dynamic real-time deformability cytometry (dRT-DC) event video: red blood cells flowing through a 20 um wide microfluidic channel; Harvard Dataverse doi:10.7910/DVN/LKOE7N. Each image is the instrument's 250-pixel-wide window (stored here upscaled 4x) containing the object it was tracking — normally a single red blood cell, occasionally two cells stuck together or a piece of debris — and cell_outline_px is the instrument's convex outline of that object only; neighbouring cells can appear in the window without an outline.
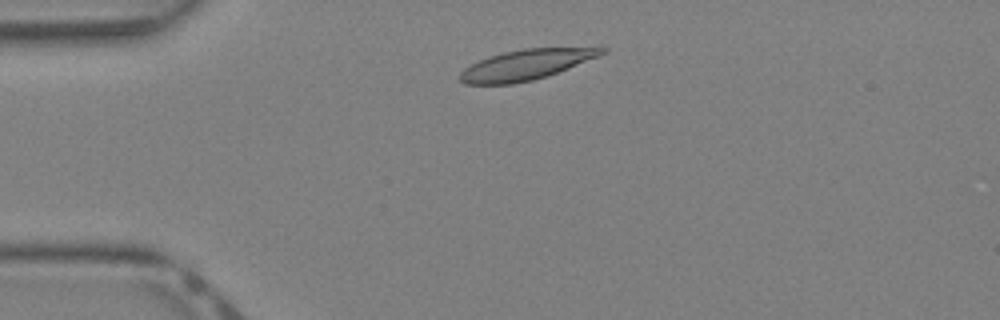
{"species": "Egyptian fruit bat (a non-hibernating species)", "species_latin": "Rousettus aegyptiacus", "temperature_condition": "warm", "stored_images_in_passage": 29, "camera_frame_rate_fps": 3000, "um_per_image_px": 0.085, "animal": {"sex": "female"}, "frame": {"image": 1, "passage_image": 3, "time_ms": 0.667, "image_size_px": [1000, 320], "cell_outline_px": [[608, 52], [600, 56], [548, 76], [532, 80], [512, 84], [464, 84], [460, 80], [460, 72], [464, 68], [488, 56], [504, 52], [524, 48], [608, 48]], "centroid_in_image_um": [44.71, 5.51], "position_along_channel_um": 40.3, "area_um2": 24.91}}
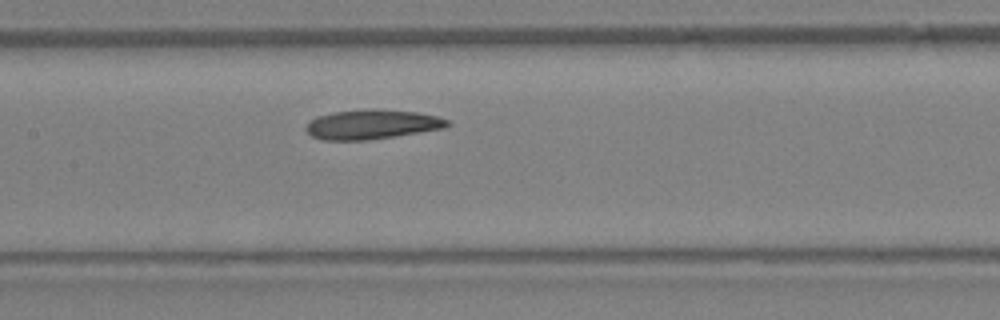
{"frame": {"image": 2, "passage_image": 13, "time_ms": 4.0, "image_size_px": [1000, 320], "cell_outline_px": [[452, 124], [444, 128], [368, 140], [324, 140], [312, 136], [304, 128], [316, 116], [332, 112], [372, 108], [376, 108], [416, 112], [436, 116], [448, 120]], "centroid_in_image_um": [31.61, 10.56], "position_along_channel_um": 175.8, "area_um2": 24.28}}
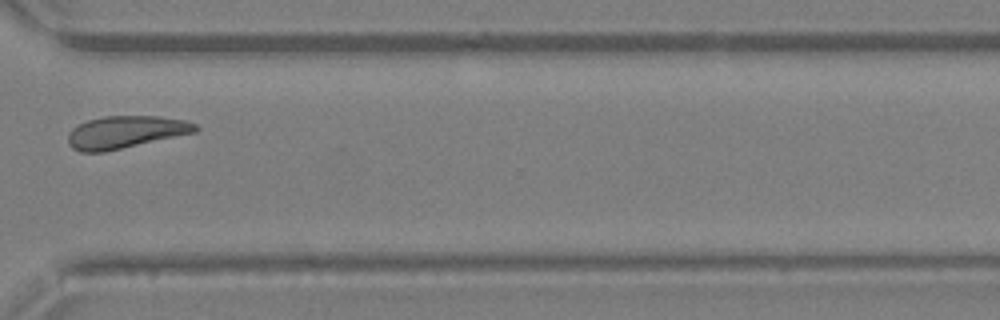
{"frame": {"image": 3, "passage_image": 24, "time_ms": 7.667, "image_size_px": [1000, 320], "cell_outline_px": [[200, 128], [196, 132], [104, 152], [80, 152], [72, 148], [68, 144], [68, 132], [72, 128], [88, 120], [104, 116], [160, 116], [188, 120], [196, 124]], "centroid_in_image_um": [10.68, 11.22], "position_along_channel_um": 359.9, "area_um2": 24.16}}